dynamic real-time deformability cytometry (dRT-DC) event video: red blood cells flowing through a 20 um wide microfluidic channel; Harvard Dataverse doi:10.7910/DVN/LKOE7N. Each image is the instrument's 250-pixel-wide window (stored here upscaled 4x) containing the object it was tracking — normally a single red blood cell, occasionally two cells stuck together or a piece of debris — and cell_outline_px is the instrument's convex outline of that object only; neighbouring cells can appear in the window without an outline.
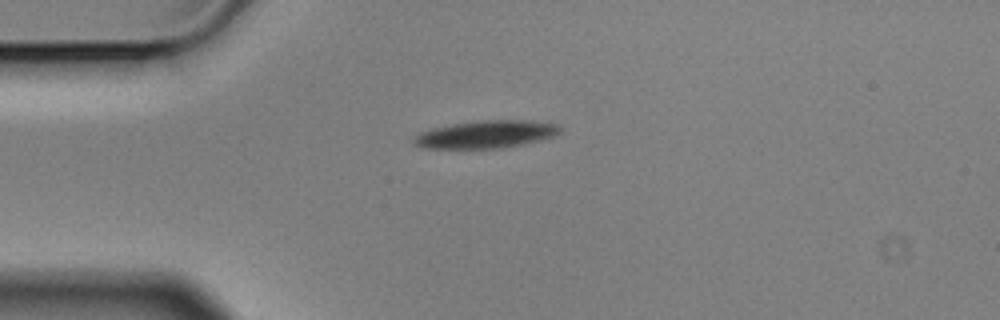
{"species": "Egyptian fruit bat (a non-hibernating species)", "species_latin": "Rousettus aegyptiacus", "temperature_condition": "cold", "stored_images_in_passage": 10, "camera_frame_rate_fps": 3000, "um_per_image_px": 0.085, "animal": {"sex": "male"}, "frame": {"image": 1, "passage_image": 1, "time_ms": 0.0, "image_size_px": [1000, 320], "cell_outline_px": [[560, 132], [552, 136], [540, 140], [524, 144], [504, 148], [420, 148], [412, 144], [412, 140], [420, 132], [432, 128], [452, 124], [480, 120], [532, 120], [556, 124], [560, 128]], "centroid_in_image_um": [41.27, 11.42], "position_along_channel_um": 43.7, "area_um2": 23.58}}
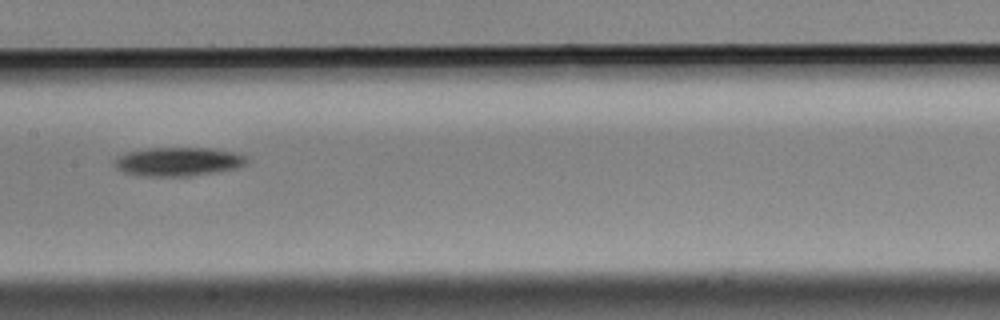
{"frame": {"image": 2, "passage_image": 5, "time_ms": 1.333, "image_size_px": [1000, 320], "cell_outline_px": [[248, 164], [240, 168], [216, 172], [188, 176], [136, 176], [124, 172], [116, 168], [116, 160], [120, 156], [128, 152], [148, 148], [212, 148], [236, 152], [248, 156]], "centroid_in_image_um": [15.24, 13.74], "position_along_channel_um": 192.2, "area_um2": 22.37}}
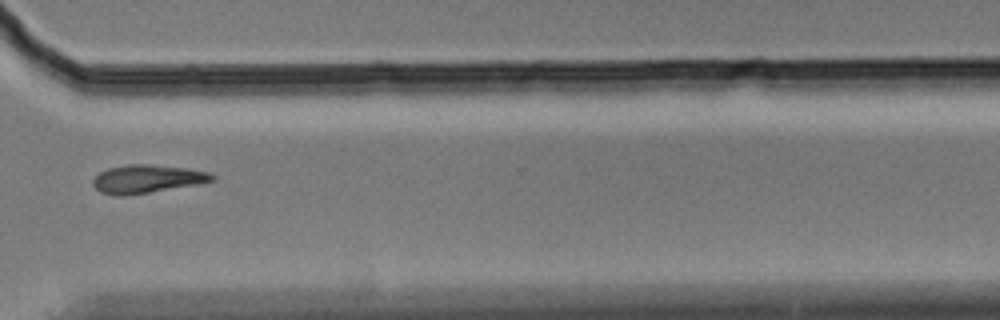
{"frame": {"image": 3, "passage_image": 9, "time_ms": 2.667, "image_size_px": [1000, 320], "cell_outline_px": [[216, 180], [196, 184], [124, 196], [112, 196], [100, 192], [92, 184], [92, 180], [100, 172], [108, 168], [128, 164], [148, 164], [188, 168], [208, 172], [216, 176]], "centroid_in_image_um": [12.47, 15.2], "position_along_channel_um": 358.1, "area_um2": 19.54}}